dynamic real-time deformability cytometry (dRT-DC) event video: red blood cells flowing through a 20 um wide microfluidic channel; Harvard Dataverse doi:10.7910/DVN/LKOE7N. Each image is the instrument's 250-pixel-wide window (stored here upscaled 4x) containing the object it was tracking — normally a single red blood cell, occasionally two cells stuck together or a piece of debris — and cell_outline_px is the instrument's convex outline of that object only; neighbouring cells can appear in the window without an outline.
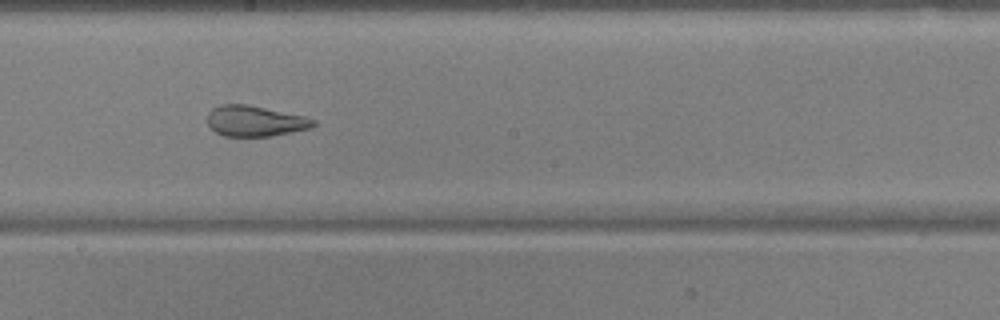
{"species": "common noctule bat (a hibernating species)", "species_latin": "Nyctalus noctula", "temperature_condition": "warm", "stored_images_in_passage": 54, "camera_frame_rate_fps": 3000, "um_per_image_px": 0.085, "animal": {"sex": "male", "body_mass_g": 17.9, "forearm_length_mm": 54.2}, "frame": {"image": 1, "passage_image": 31, "time_ms": 10.0, "image_size_px": [1000, 320], "cell_outline_px": [[316, 124], [312, 128], [272, 136], [224, 136], [216, 132], [208, 124], [208, 112], [212, 108], [220, 104], [248, 104], [304, 116], [316, 120]], "centroid_in_image_um": [21.69, 10.28], "position_along_channel_um": 226.5, "area_um2": 19.02}}
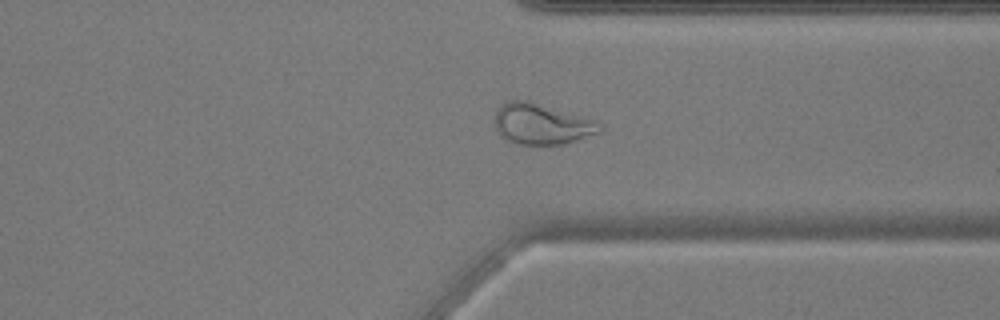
{"frame": {"image": 2, "passage_image": 42, "time_ms": 13.667, "image_size_px": [1000, 320], "cell_outline_px": [[604, 128], [600, 132], [564, 144], [520, 144], [508, 140], [500, 136], [496, 132], [492, 120], [500, 104], [504, 100], [528, 100], [592, 120], [600, 124]], "centroid_in_image_um": [45.94, 10.53], "position_along_channel_um": 365.5, "area_um2": 24.91}}
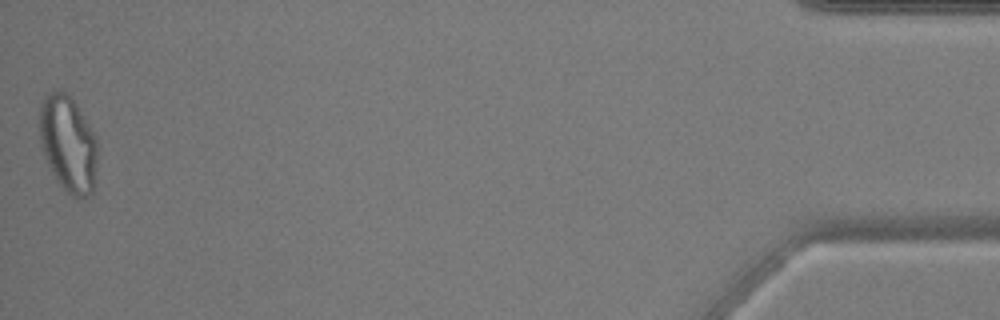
{"frame": {"image": 3, "passage_image": 54, "time_ms": 17.667, "image_size_px": [1000, 320], "cell_outline_px": [[96, 160], [92, 192], [88, 196], [72, 196], [56, 180], [48, 164], [40, 140], [40, 104], [44, 96], [48, 92], [64, 92], [76, 104], [96, 136]], "centroid_in_image_um": [5.78, 12.21], "position_along_channel_um": 429.4, "area_um2": 31.73}, "authors_computed_cell_mechanics": {"area_um2": 27.1949, "velocity_mm_per_s": 3.7899, "shape_relaxation_time_tau1_ms": null, "shape_relaxation_time_tau2_ms": 1.4172, "deformation_change_tau1": null, "deformation_change_tau2": 0.0977}}